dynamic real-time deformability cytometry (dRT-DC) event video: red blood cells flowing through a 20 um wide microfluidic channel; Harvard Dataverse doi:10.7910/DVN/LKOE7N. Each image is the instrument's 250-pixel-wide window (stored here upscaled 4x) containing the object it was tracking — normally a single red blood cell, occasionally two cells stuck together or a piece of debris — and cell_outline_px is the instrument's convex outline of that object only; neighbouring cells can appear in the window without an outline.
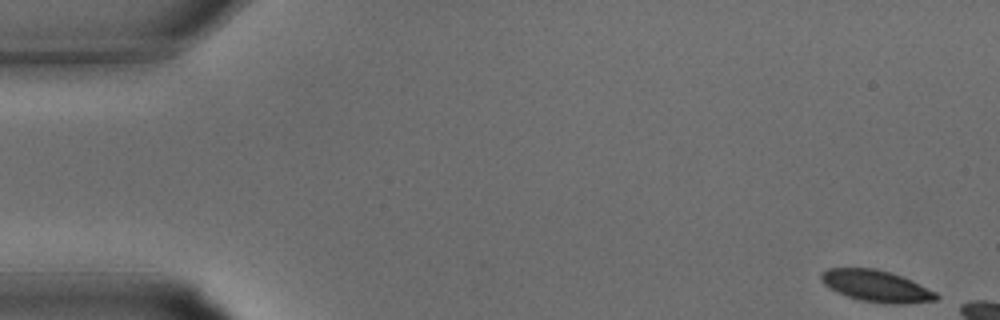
{"species": "common noctule bat (a hibernating species)", "species_latin": "Nyctalus noctula", "temperature_condition": "warm", "stored_images_in_passage": 5, "camera_frame_rate_fps": 3000, "um_per_image_px": 0.085, "animal": {"sex": "male", "body_mass_g": 15.6}, "frame": {"image": 1, "passage_image": 1, "time_ms": 0.0, "image_size_px": [1000, 320], "cell_outline_px": [[940, 296], [936, 300], [908, 304], [884, 304], [860, 300], [836, 292], [824, 284], [820, 280], [820, 272], [828, 268], [876, 268], [900, 276], [936, 292]], "centroid_in_image_um": [74.45, 24.32], "position_along_channel_um": 10.5, "area_um2": 21.15}}